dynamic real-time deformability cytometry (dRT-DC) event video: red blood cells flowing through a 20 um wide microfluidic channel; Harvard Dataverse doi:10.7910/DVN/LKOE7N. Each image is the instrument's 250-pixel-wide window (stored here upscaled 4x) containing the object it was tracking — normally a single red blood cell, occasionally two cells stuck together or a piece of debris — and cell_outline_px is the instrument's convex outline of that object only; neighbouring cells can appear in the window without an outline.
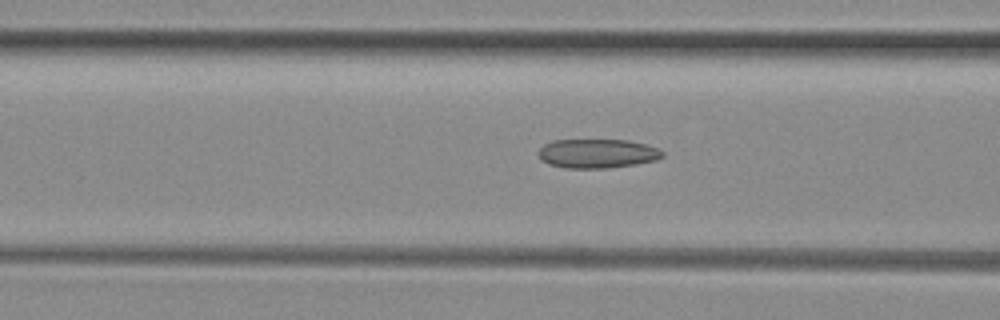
{"species": "common noctule bat (a hibernating species)", "species_latin": "Nyctalus noctula", "temperature_condition": "room temperature", "stored_images_in_passage": 40, "camera_frame_rate_fps": 3000, "um_per_image_px": 0.085, "animal": {"sex": "female", "body_mass_g": 29.2, "forearm_length_mm": 56.3}, "frame": {"image": 1, "passage_image": 19, "time_ms": 6.0, "image_size_px": [1000, 320], "cell_outline_px": [[664, 156], [656, 160], [636, 164], [608, 168], [564, 168], [548, 164], [540, 160], [536, 152], [544, 144], [552, 140], [628, 140], [644, 144], [656, 148], [664, 152]], "centroid_in_image_um": [50.72, 13.05], "position_along_channel_um": 115.9, "area_um2": 21.21}}
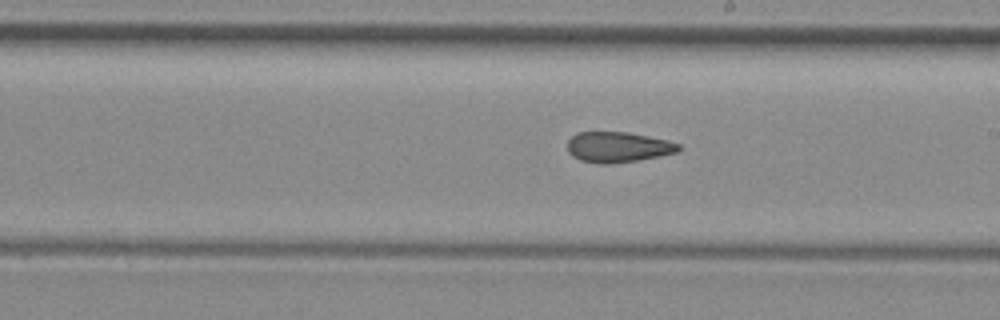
{"frame": {"image": 2, "passage_image": 28, "time_ms": 9.0, "image_size_px": [1000, 320], "cell_outline_px": [[680, 148], [676, 152], [660, 156], [612, 164], [596, 164], [580, 160], [572, 156], [568, 152], [568, 140], [576, 132], [628, 132], [668, 140], [680, 144]], "centroid_in_image_um": [52.5, 12.5], "position_along_channel_um": 236.5, "area_um2": 19.83}}
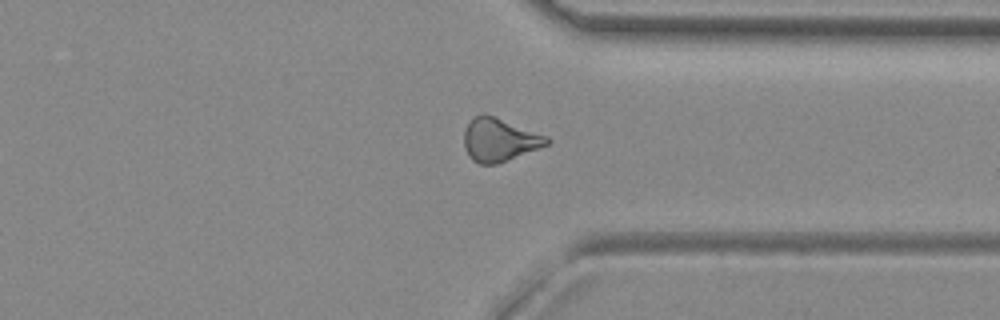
{"frame": {"image": 3, "passage_image": 38, "time_ms": 12.333, "image_size_px": [1000, 320], "cell_outline_px": [[552, 140], [548, 144], [496, 164], [480, 164], [472, 160], [468, 156], [464, 148], [464, 132], [468, 124], [476, 116], [484, 112], [548, 136]], "centroid_in_image_um": [42.43, 11.87], "position_along_channel_um": 369.0, "area_um2": 20.69}}